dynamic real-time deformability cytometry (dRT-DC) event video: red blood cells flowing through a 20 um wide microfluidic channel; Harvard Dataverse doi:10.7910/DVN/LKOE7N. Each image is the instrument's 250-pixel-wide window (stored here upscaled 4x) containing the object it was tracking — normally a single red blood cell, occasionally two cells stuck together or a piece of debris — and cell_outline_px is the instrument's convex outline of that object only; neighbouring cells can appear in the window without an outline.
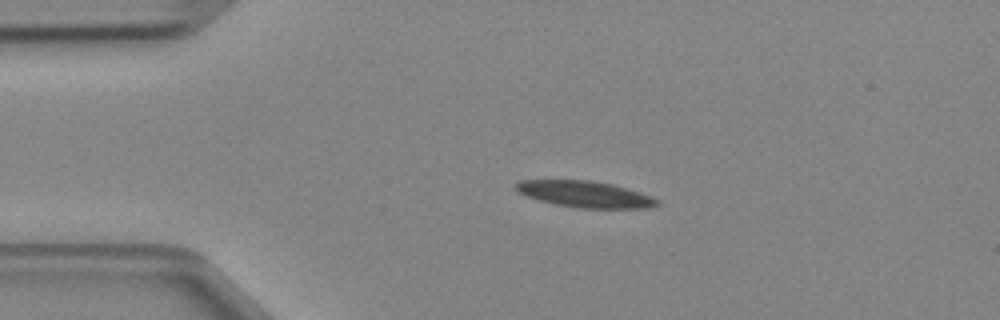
{"species": "Egyptian fruit bat (a non-hibernating species)", "species_latin": "Rousettus aegyptiacus", "temperature_condition": "cold", "stored_images_in_passage": 2, "camera_frame_rate_fps": 3000, "um_per_image_px": 0.085, "animal": {"sex": "female"}, "frame": {"image": 1, "passage_image": 1, "time_ms": 0.0, "image_size_px": [1000, 320], "cell_outline_px": [[660, 204], [648, 208], [580, 208], [556, 204], [524, 196], [516, 192], [516, 184], [520, 180], [592, 180], [612, 184], [652, 196], [660, 200]], "centroid_in_image_um": [49.72, 16.5], "position_along_channel_um": 35.3, "area_um2": 21.68}}